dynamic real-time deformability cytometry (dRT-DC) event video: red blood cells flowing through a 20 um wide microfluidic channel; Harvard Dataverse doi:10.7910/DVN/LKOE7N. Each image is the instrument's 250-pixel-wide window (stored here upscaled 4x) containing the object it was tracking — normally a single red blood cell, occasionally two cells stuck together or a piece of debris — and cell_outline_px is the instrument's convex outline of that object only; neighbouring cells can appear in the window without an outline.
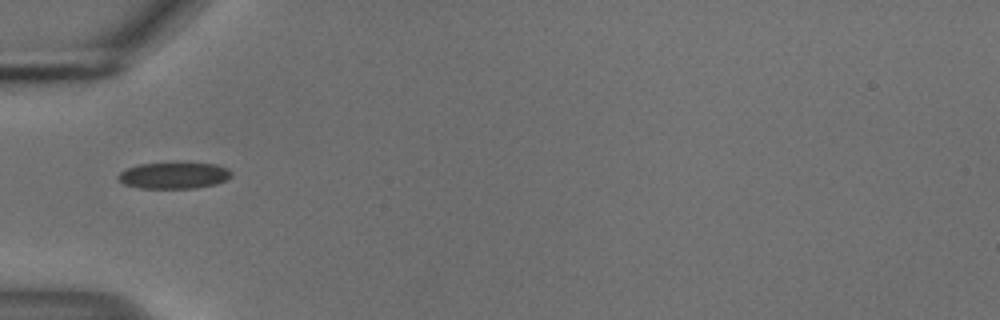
{"species": "common noctule bat (a hibernating species)", "species_latin": "Nyctalus noctula", "temperature_condition": "cold", "stored_images_in_passage": 37, "camera_frame_rate_fps": 3000, "um_per_image_px": 0.085, "animal": {"sex": "male", "body_mass_g": 18.8}, "frame": {"image": 1, "passage_image": 1, "time_ms": 0.0, "image_size_px": [1000, 320], "cell_outline_px": [[232, 176], [216, 184], [196, 188], [140, 188], [124, 184], [116, 176], [120, 172], [128, 168], [140, 164], [172, 160], [180, 160], [216, 164], [228, 168], [232, 172]], "centroid_in_image_um": [14.81, 14.86], "position_along_channel_um": 70.2, "area_um2": 18.26}}
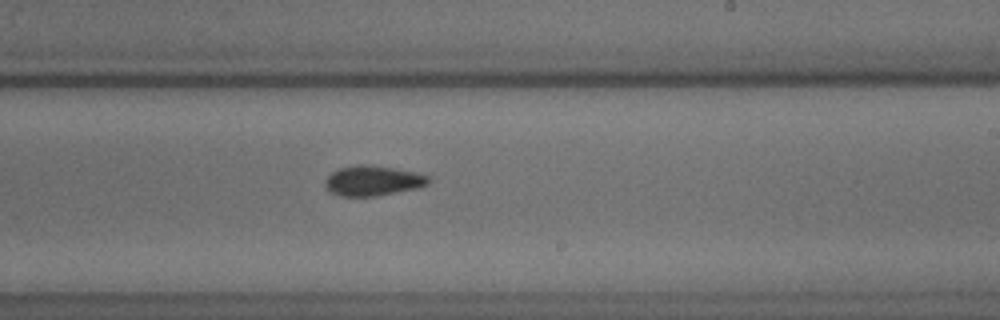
{"frame": {"image": 2, "passage_image": 16, "time_ms": 5.0, "image_size_px": [1000, 320], "cell_outline_px": [[432, 180], [428, 184], [420, 188], [376, 196], [340, 196], [328, 192], [324, 188], [324, 180], [332, 172], [340, 168], [360, 164], [368, 164], [424, 172], [432, 176]], "centroid_in_image_um": [31.77, 15.35], "position_along_channel_um": 257.2, "area_um2": 18.84}}
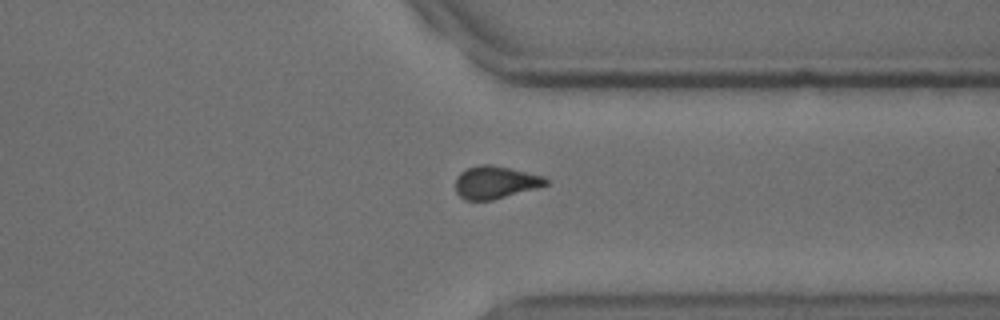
{"frame": {"image": 3, "passage_image": 25, "time_ms": 8.0, "image_size_px": [1000, 320], "cell_outline_px": [[548, 184], [536, 188], [492, 200], [464, 200], [456, 192], [456, 176], [460, 172], [468, 168], [480, 164], [488, 164], [508, 168], [544, 176], [548, 180]], "centroid_in_image_um": [42.08, 15.5], "position_along_channel_um": 369.3, "area_um2": 16.99}, "authors_computed_cell_mechanics": {"area_um2": 17.4556, "velocity_mm_per_s": 3.7345, "shape_relaxation_time_tau1_ms": 5.8165, "shape_relaxation_time_tau2_ms": null, "deformation_change_tau1": 0.0803, "deformation_change_tau2": null}}